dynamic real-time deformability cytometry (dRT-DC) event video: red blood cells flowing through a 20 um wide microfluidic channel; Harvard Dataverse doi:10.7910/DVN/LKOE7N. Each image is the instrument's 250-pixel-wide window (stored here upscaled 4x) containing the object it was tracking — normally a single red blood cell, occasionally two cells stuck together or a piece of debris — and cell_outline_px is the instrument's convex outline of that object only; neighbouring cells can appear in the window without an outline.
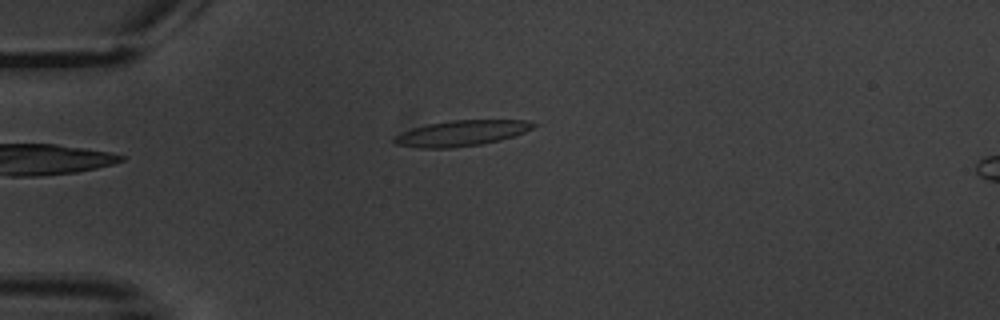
{"species": "common noctule bat (a hibernating species)", "species_latin": "Nyctalus noctula", "temperature_condition": "warm", "stored_images_in_passage": 2, "camera_frame_rate_fps": 3000, "um_per_image_px": 0.085, "animal": {"sex": "male", "body_mass_g": 20.1, "forearm_length_mm": 53.5}, "frame": {"image": 1, "passage_image": 1, "time_ms": 0.0, "image_size_px": [1000, 320], "cell_outline_px": [[536, 124], [532, 128], [524, 132], [500, 140], [480, 144], [452, 148], [416, 148], [392, 144], [392, 140], [396, 136], [412, 128], [428, 124], [452, 120], [524, 120]], "centroid_in_image_um": [39.16, 11.33], "position_along_channel_um": 45.8, "area_um2": 20.63}}